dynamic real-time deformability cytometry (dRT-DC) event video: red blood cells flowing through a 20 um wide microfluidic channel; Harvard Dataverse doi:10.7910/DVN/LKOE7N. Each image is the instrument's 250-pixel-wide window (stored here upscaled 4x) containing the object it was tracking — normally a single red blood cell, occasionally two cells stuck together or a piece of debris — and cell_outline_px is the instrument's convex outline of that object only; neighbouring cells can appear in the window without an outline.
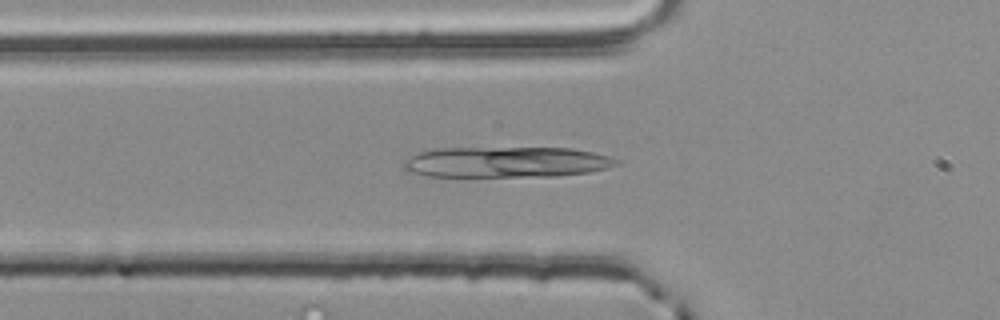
{"species": "common noctule bat (a hibernating species)", "species_latin": "Nyctalus noctula", "temperature_condition": "room temperature", "stored_images_in_passage": 42, "camera_frame_rate_fps": 3000, "um_per_image_px": 0.085, "animal": {"sex": "male", "body_mass_g": 20.4}, "frame": {"image": 1, "passage_image": 7, "time_ms": 2.0, "image_size_px": [1000, 320], "cell_outline_px": [[620, 164], [608, 168], [588, 172], [556, 176], [428, 176], [408, 172], [404, 168], [404, 160], [420, 152], [436, 148], [572, 148], [592, 152], [608, 156], [620, 160]], "centroid_in_image_um": [43.06, 13.77], "position_along_channel_um": 82.7, "area_um2": 38.03}}
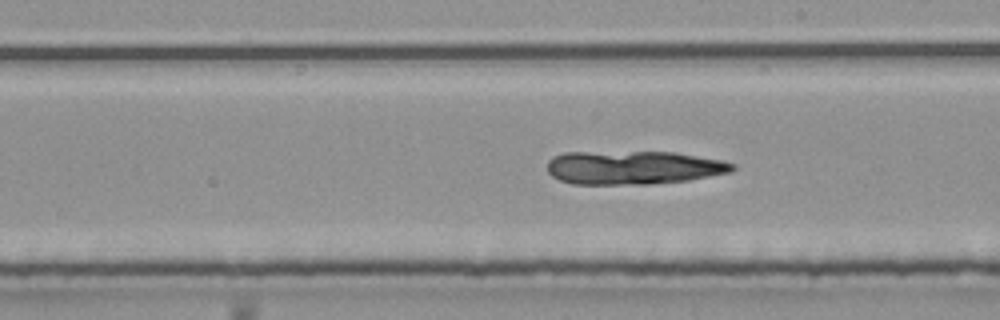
{"frame": {"image": 2, "passage_image": 19, "time_ms": 6.0, "image_size_px": [1000, 320], "cell_outline_px": [[736, 168], [732, 172], [688, 180], [648, 184], [572, 184], [560, 180], [552, 176], [548, 172], [548, 160], [552, 156], [564, 152], [676, 152], [724, 160], [736, 164]], "centroid_in_image_um": [53.86, 14.24], "position_along_channel_um": 235.1, "area_um2": 36.53}}
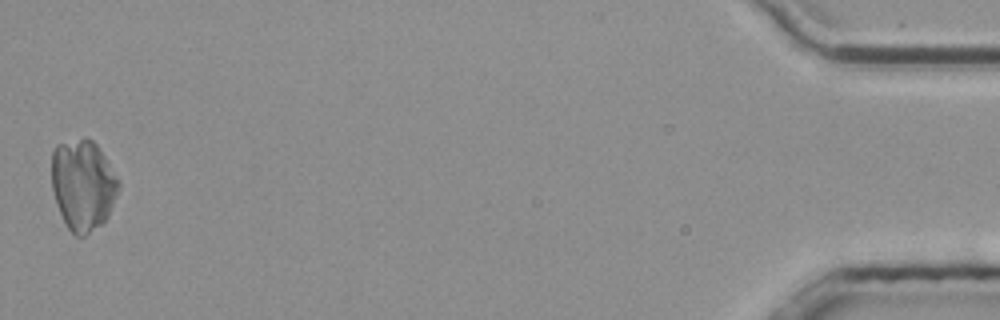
{"frame": {"image": 3, "passage_image": 42, "time_ms": 13.667, "image_size_px": [1000, 320], "cell_outline_px": [[120, 188], [108, 216], [100, 224], [84, 236], [76, 236], [68, 228], [56, 204], [52, 188], [52, 152], [56, 144], [84, 136], [92, 140], [100, 148], [120, 180]], "centroid_in_image_um": [7.06, 15.67], "position_along_channel_um": 428.1, "area_um2": 35.66}}